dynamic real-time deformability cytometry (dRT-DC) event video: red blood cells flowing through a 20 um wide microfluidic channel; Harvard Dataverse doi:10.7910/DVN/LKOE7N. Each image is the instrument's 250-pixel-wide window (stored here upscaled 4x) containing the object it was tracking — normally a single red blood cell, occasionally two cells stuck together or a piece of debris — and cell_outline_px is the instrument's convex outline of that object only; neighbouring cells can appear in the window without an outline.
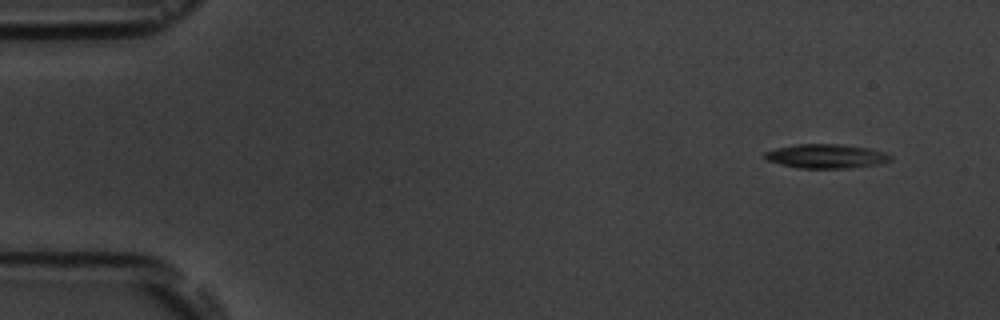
{"species": "common noctule bat (a hibernating species)", "species_latin": "Nyctalus noctula", "temperature_condition": "room temperature", "stored_images_in_passage": 15, "camera_frame_rate_fps": 3000, "um_per_image_px": 0.085, "animal": {"sex": "male", "body_mass_g": 19.5, "forearm_length_mm": 54.6}, "frame": {"image": 1, "passage_image": 1, "time_ms": 0.0, "image_size_px": [1000, 320], "cell_outline_px": [[892, 160], [876, 164], [848, 168], [796, 168], [764, 160], [764, 152], [776, 148], [796, 144], [836, 144], [868, 148], [884, 152], [892, 156]], "centroid_in_image_um": [70.17, 13.28], "position_along_channel_um": 14.8, "area_um2": 17.63}}
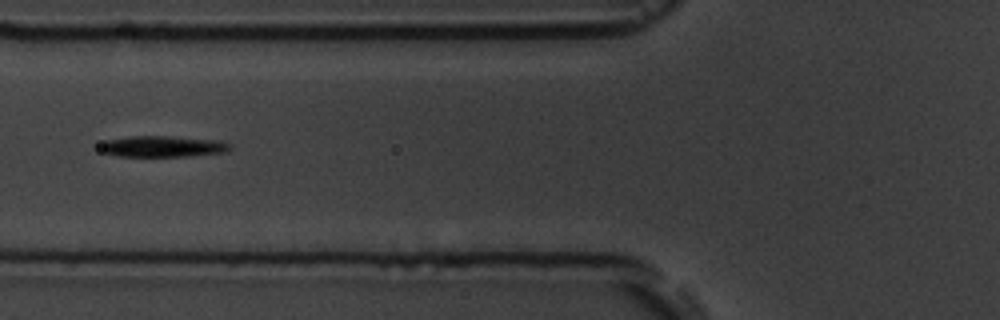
{"frame": {"image": 2, "passage_image": 6, "time_ms": 5.667, "image_size_px": [1000, 320], "cell_outline_px": [[232, 148], [228, 152], [188, 156], [116, 156], [100, 152], [100, 144], [104, 140], [128, 136], [168, 136], [220, 140], [232, 144]], "centroid_in_image_um": [13.83, 12.44], "position_along_channel_um": 112.0, "area_um2": 16.3}}
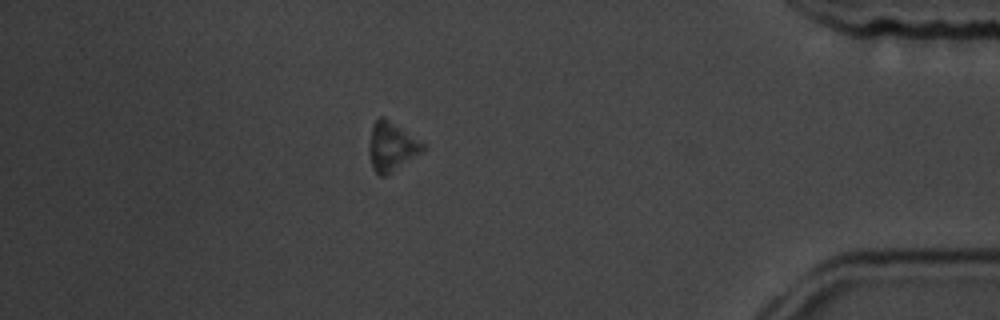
{"frame": {"image": 3, "passage_image": 14, "time_ms": 14.667, "image_size_px": [1000, 320], "cell_outline_px": [[428, 148], [384, 176], [380, 176], [372, 168], [368, 152], [368, 148], [372, 124], [380, 116], [384, 116], [428, 144]], "centroid_in_image_um": [33.31, 12.42], "position_along_channel_um": 401.9, "area_um2": 15.61}}